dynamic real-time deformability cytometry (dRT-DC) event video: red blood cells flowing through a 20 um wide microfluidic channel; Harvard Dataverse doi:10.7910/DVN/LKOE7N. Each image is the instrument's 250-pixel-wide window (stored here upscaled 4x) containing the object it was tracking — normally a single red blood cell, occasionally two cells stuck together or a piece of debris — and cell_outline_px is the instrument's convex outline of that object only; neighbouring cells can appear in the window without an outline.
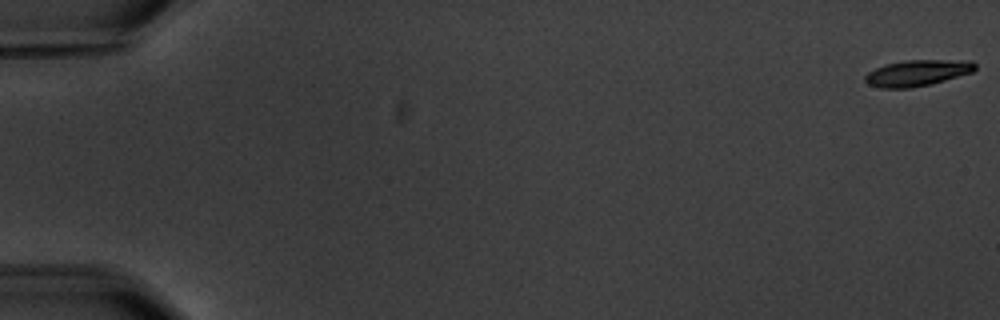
{"species": "common noctule bat (a hibernating species)", "species_latin": "Nyctalus noctula", "temperature_condition": "warm", "stored_images_in_passage": 6, "camera_frame_rate_fps": 3000, "um_per_image_px": 0.085, "animal": {"sex": "male", "body_mass_g": 20.1, "forearm_length_mm": 53.5}, "frame": {"image": 1, "passage_image": 1, "time_ms": 0.0, "image_size_px": [1000, 320], "cell_outline_px": [[976, 68], [972, 72], [932, 84], [912, 88], [880, 88], [868, 84], [864, 80], [864, 76], [868, 72], [884, 64], [904, 60], [972, 60], [976, 64]], "centroid_in_image_um": [77.96, 6.2], "position_along_channel_um": 7.0, "area_um2": 16.94}}
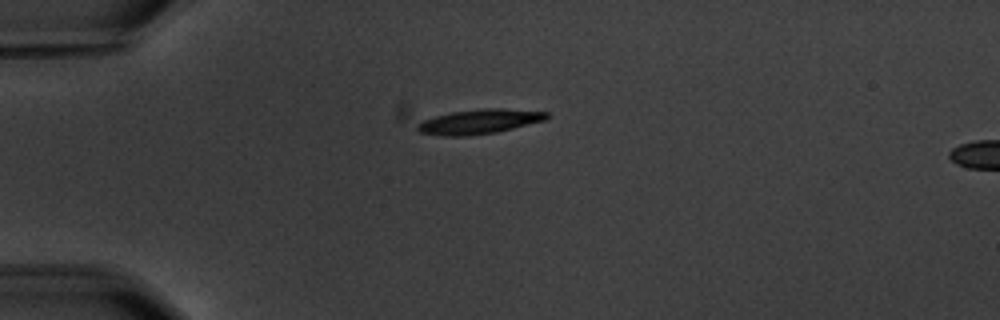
{"frame": {"image": 2, "passage_image": 5, "time_ms": 5.0, "image_size_px": [1000, 320], "cell_outline_px": [[548, 116], [544, 120], [496, 132], [464, 136], [444, 136], [420, 132], [416, 128], [416, 124], [420, 120], [452, 112], [484, 108], [500, 108], [548, 112]], "centroid_in_image_um": [40.68, 10.33], "position_along_channel_um": 44.3, "area_um2": 18.32}}